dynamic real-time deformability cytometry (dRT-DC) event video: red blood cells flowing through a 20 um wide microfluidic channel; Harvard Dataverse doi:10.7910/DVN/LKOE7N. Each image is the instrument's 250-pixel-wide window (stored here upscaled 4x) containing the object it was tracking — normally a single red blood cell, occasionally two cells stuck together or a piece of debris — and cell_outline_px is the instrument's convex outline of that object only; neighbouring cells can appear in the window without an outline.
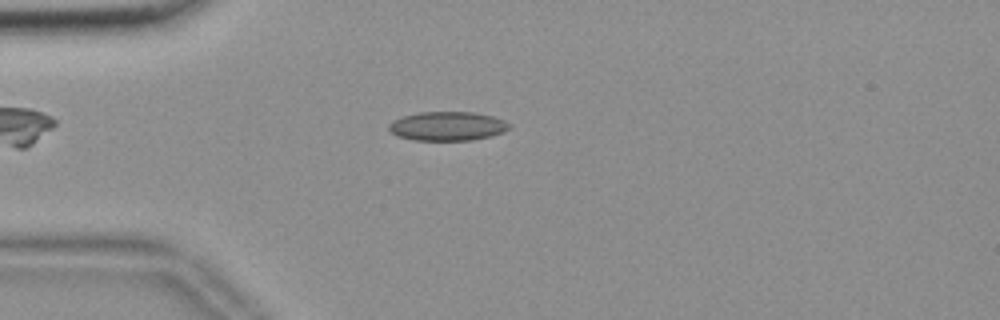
{"species": "common noctule bat (a hibernating species)", "species_latin": "Nyctalus noctula", "temperature_condition": "room temperature", "stored_images_in_passage": 54, "camera_frame_rate_fps": 3000, "um_per_image_px": 0.085, "animal": {"sex": "female", "body_mass_g": 18.4}, "frame": {"image": 1, "passage_image": 14, "time_ms": 4.333, "image_size_px": [1000, 320], "cell_outline_px": [[512, 124], [504, 132], [492, 136], [472, 140], [412, 140], [396, 136], [388, 128], [388, 124], [392, 120], [404, 116], [420, 112], [472, 112], [492, 116], [504, 120]], "centroid_in_image_um": [38.03, 10.72], "position_along_channel_um": 47.0, "area_um2": 20.46}}
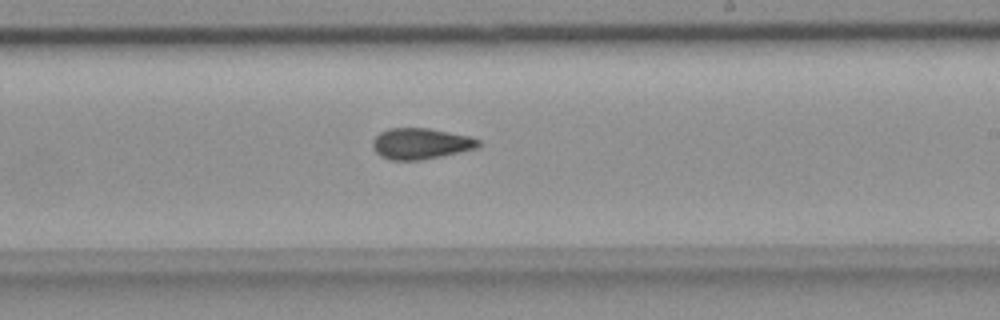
{"frame": {"image": 2, "passage_image": 32, "time_ms": 10.333, "image_size_px": [1000, 320], "cell_outline_px": [[480, 144], [476, 148], [440, 156], [420, 160], [392, 160], [380, 156], [372, 148], [372, 140], [380, 132], [388, 128], [428, 128], [468, 136], [480, 140]], "centroid_in_image_um": [35.71, 12.2], "position_along_channel_um": 253.3, "area_um2": 18.96}}
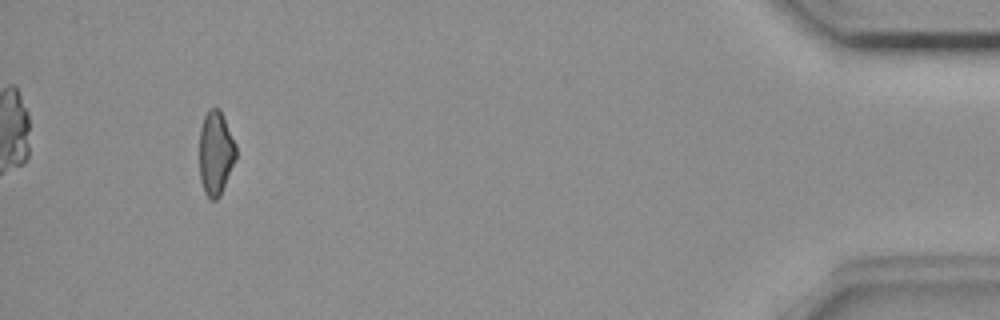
{"frame": {"image": 3, "passage_image": 51, "time_ms": 16.667, "image_size_px": [1000, 320], "cell_outline_px": [[236, 160], [220, 196], [216, 200], [212, 200], [204, 192], [200, 180], [200, 128], [204, 116], [212, 108], [220, 108], [236, 144]], "centroid_in_image_um": [18.35, 13.02], "position_along_channel_um": 416.9, "area_um2": 17.98}, "authors_computed_cell_mechanics": {"area_um2": 19.2763, "velocity_mm_per_s": 3.6982, "shape_relaxation_time_tau1_ms": 9.6928, "shape_relaxation_time_tau2_ms": 2.632, "deformation_change_tau1": 0.1587, "deformation_change_tau2": 0.0815}}